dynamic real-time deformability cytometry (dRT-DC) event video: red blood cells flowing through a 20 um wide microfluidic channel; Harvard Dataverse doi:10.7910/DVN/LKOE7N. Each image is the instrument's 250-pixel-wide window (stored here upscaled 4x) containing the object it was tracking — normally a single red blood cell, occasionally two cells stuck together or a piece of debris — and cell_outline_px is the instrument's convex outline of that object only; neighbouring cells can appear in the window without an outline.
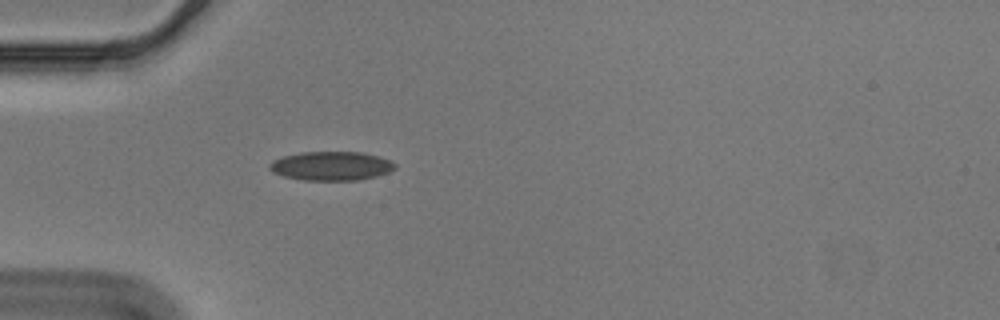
{"species": "Egyptian fruit bat (a non-hibernating species)", "species_latin": "Rousettus aegyptiacus", "temperature_condition": "cold", "stored_images_in_passage": 37, "camera_frame_rate_fps": 3000, "um_per_image_px": 0.085, "animal": {"sex": "male"}, "frame": {"image": 1, "passage_image": 1, "time_ms": 0.0, "image_size_px": [1000, 320], "cell_outline_px": [[396, 168], [388, 172], [376, 176], [360, 180], [304, 180], [284, 176], [272, 172], [268, 168], [268, 164], [272, 160], [284, 156], [300, 152], [360, 152], [376, 156], [388, 160], [396, 164]], "centroid_in_image_um": [28.12, 14.11], "position_along_channel_um": 56.9, "area_um2": 21.1}}
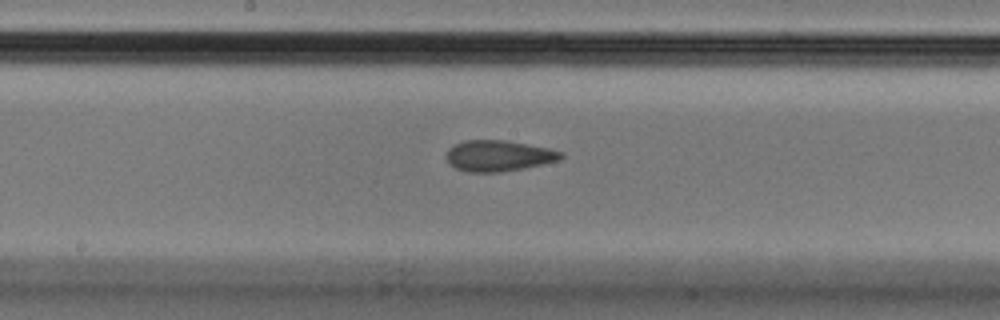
{"frame": {"image": 2, "passage_image": 14, "time_ms": 4.333, "image_size_px": [1000, 320], "cell_outline_px": [[564, 156], [560, 160], [544, 164], [524, 168], [500, 172], [468, 172], [456, 168], [448, 164], [448, 148], [452, 144], [464, 140], [504, 140], [548, 148], [564, 152]], "centroid_in_image_um": [42.38, 13.24], "position_along_channel_um": 205.8, "area_um2": 20.75}}
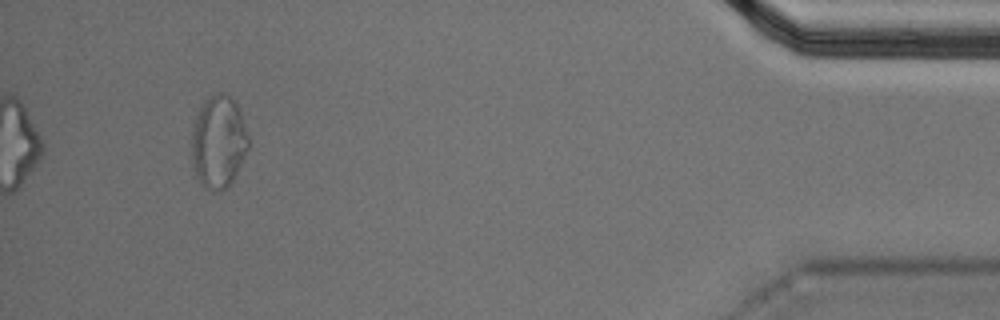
{"frame": {"image": 3, "passage_image": 37, "time_ms": 12.0, "image_size_px": [1000, 320], "cell_outline_px": [[248, 148], [232, 180], [220, 192], [212, 192], [204, 188], [196, 176], [192, 168], [192, 124], [204, 100], [216, 92], [224, 92], [236, 104], [240, 112], [248, 136]], "centroid_in_image_um": [18.53, 12.07], "position_along_channel_um": 416.7, "area_um2": 30.52}, "authors_computed_cell_mechanics": {"area_um2": 20.9236, "velocity_mm_per_s": 3.5601, "shape_relaxation_time_tau1_ms": null, "shape_relaxation_time_tau2_ms": 2.2829, "deformation_change_tau1": null, "deformation_change_tau2": 0.1051}}